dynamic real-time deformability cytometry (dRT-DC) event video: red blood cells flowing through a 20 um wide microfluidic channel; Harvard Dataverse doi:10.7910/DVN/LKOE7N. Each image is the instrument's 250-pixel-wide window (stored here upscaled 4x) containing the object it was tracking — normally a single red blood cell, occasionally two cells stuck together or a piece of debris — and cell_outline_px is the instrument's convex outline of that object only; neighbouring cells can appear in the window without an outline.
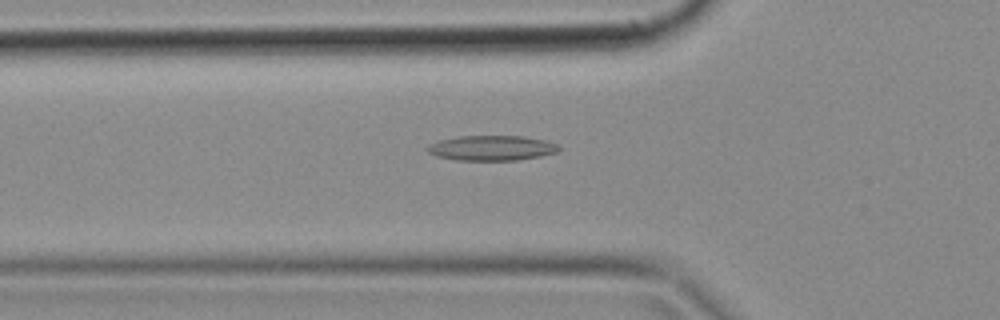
{"species": "common noctule bat (a hibernating species)", "species_latin": "Nyctalus noctula", "temperature_condition": "cold", "stored_images_in_passage": 50, "camera_frame_rate_fps": 3000, "um_per_image_px": 0.085, "animal": {"sex": "female", "body_mass_g": 18.4}, "frame": {"image": 1, "passage_image": 17, "time_ms": 5.333, "image_size_px": [1000, 320], "cell_outline_px": [[560, 152], [540, 156], [516, 160], [456, 160], [436, 156], [428, 152], [424, 148], [428, 144], [440, 140], [456, 136], [524, 136], [544, 140], [556, 144], [560, 148]], "centroid_in_image_um": [41.76, 12.58], "position_along_channel_um": 84.0, "area_um2": 19.31}}
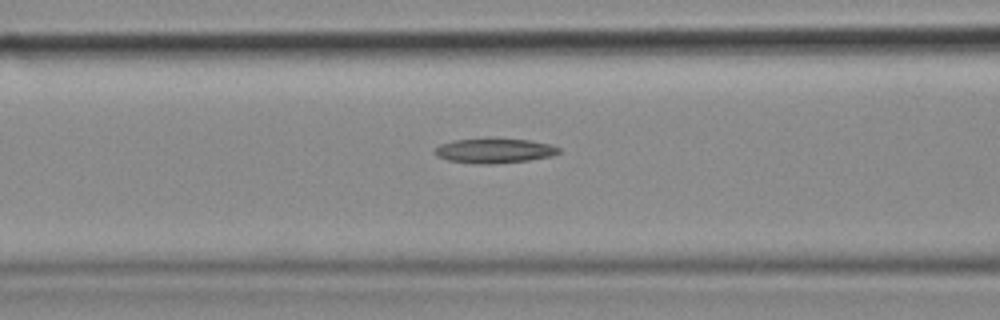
{"frame": {"image": 2, "passage_image": 20, "time_ms": 6.333, "image_size_px": [1000, 320], "cell_outline_px": [[560, 152], [552, 156], [528, 160], [492, 164], [476, 164], [448, 160], [436, 156], [432, 152], [432, 148], [440, 144], [452, 140], [492, 136], [532, 140], [552, 144], [560, 148]], "centroid_in_image_um": [41.98, 12.77], "position_along_channel_um": 124.6, "area_um2": 18.84}}
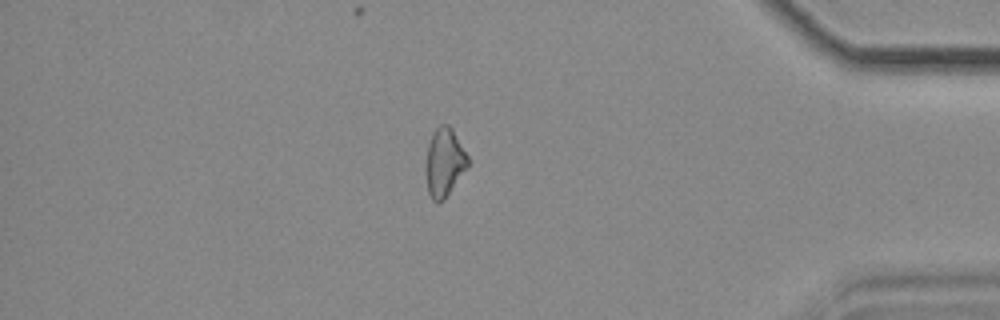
{"frame": {"image": 3, "passage_image": 43, "time_ms": 14.0, "image_size_px": [1000, 320], "cell_outline_px": [[468, 164], [444, 200], [440, 204], [436, 204], [432, 200], [428, 192], [424, 172], [424, 168], [428, 144], [432, 132], [440, 124], [448, 124], [452, 128], [468, 156]], "centroid_in_image_um": [37.72, 13.81], "position_along_channel_um": 397.5, "area_um2": 16.94}}